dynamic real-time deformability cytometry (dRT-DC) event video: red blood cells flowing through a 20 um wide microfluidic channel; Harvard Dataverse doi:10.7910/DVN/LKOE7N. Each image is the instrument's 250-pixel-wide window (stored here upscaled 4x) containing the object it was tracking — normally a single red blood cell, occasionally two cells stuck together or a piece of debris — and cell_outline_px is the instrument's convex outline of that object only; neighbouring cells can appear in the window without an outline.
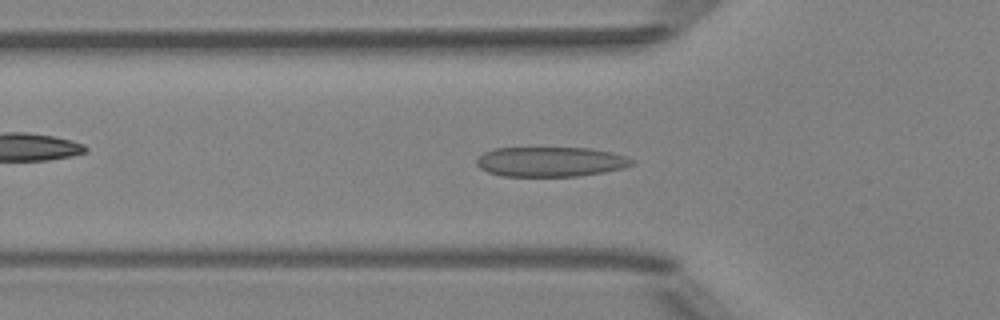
{"species": "Egyptian fruit bat (a non-hibernating species)", "species_latin": "Rousettus aegyptiacus", "temperature_condition": "room temperature", "stored_images_in_passage": 50, "camera_frame_rate_fps": 3000, "um_per_image_px": 0.085, "animal": {"sex": "female"}, "frame": {"image": 1, "passage_image": 16, "time_ms": 5.0, "image_size_px": [1000, 320], "cell_outline_px": [[636, 160], [632, 164], [620, 168], [604, 172], [580, 176], [504, 176], [488, 172], [480, 168], [476, 164], [476, 160], [484, 152], [496, 148], [588, 148], [612, 152]], "centroid_in_image_um": [46.78, 13.75], "position_along_channel_um": 79.0, "area_um2": 26.82}}
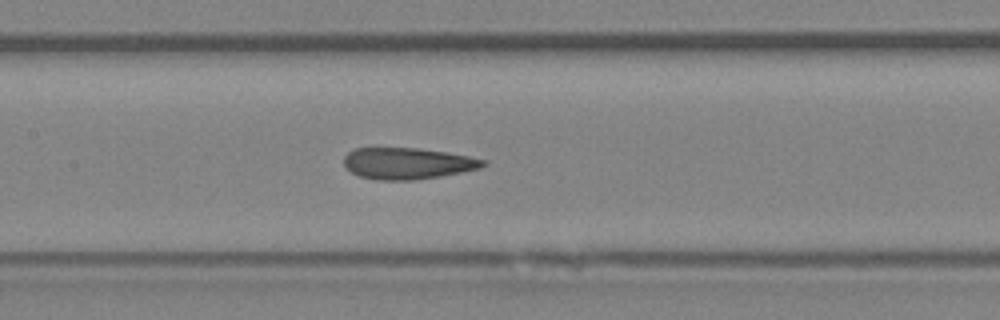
{"frame": {"image": 2, "passage_image": 23, "time_ms": 7.333, "image_size_px": [1000, 320], "cell_outline_px": [[488, 164], [480, 168], [440, 176], [412, 180], [376, 180], [360, 176], [352, 172], [344, 164], [344, 156], [352, 148], [420, 148], [448, 152], [488, 160]], "centroid_in_image_um": [34.66, 13.88], "position_along_channel_um": 172.7, "area_um2": 25.55}}
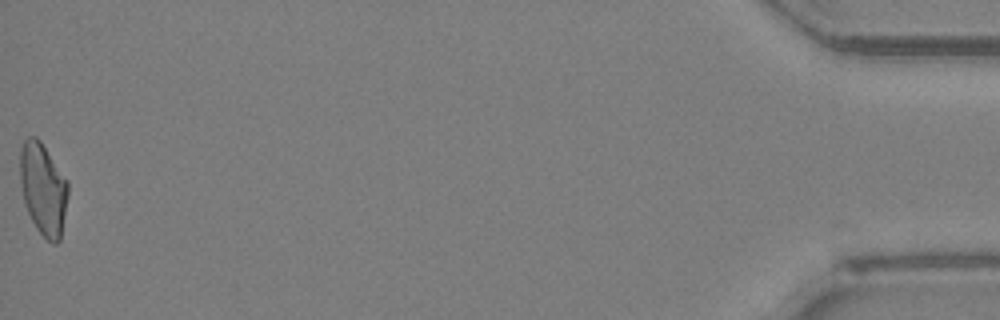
{"frame": {"image": 3, "passage_image": 50, "time_ms": 16.333, "image_size_px": [1000, 320], "cell_outline_px": [[68, 196], [60, 240], [56, 244], [52, 244], [36, 228], [24, 204], [20, 184], [20, 148], [24, 140], [28, 136], [36, 136], [40, 140], [68, 180]], "centroid_in_image_um": [3.66, 16.04], "position_along_channel_um": 431.5, "area_um2": 25.89}, "authors_computed_cell_mechanics": {"area_um2": 26.0678, "velocity_mm_per_s": 4.0243, "shape_relaxation_time_tau1_ms": null, "shape_relaxation_time_tau2_ms": 1.9379, "deformation_change_tau1": null, "deformation_change_tau2": 0.1087}}